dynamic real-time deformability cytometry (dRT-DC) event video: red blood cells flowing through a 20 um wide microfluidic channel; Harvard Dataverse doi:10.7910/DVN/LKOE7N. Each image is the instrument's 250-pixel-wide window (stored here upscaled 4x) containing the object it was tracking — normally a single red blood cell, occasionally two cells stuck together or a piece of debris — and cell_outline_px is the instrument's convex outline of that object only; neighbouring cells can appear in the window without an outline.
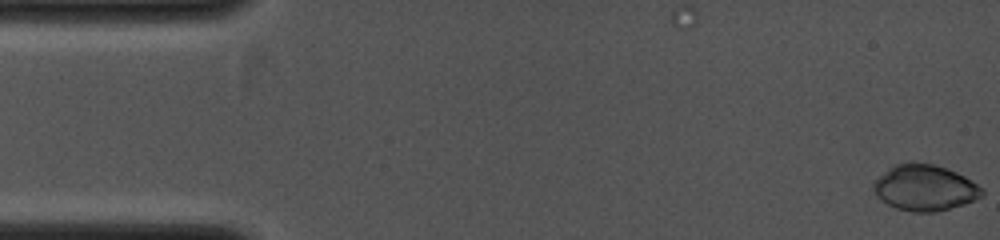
{"species": "common noctule bat (a hibernating species)", "species_latin": "Nyctalus noctula", "temperature_condition": "cold", "stored_images_in_passage": 44, "camera_frame_rate_fps": 4000, "um_per_image_px": 0.085, "animal": {"sex": "female", "body_mass_g": 19.0, "forearm_length_mm": 53.3}, "frame": {"image": 1, "passage_image": 1, "time_ms": 0.0, "image_size_px": [1000, 240], "cell_outline_px": [[984, 196], [964, 204], [936, 212], [912, 212], [896, 208], [888, 204], [876, 196], [872, 188], [872, 184], [888, 168], [896, 164], [936, 164], [956, 172], [964, 176], [976, 184], [984, 192]], "centroid_in_image_um": [78.6, 15.98], "position_along_channel_um": 6.4, "area_um2": 28.67}}
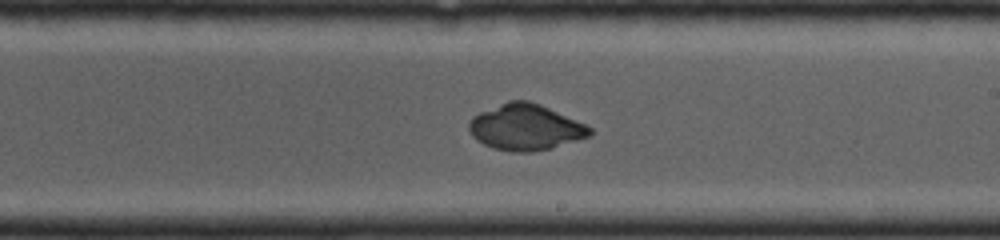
{"frame": {"image": 2, "passage_image": 31, "time_ms": 6.5, "image_size_px": [1000, 240], "cell_outline_px": [[592, 132], [588, 136], [552, 148], [532, 152], [512, 152], [492, 148], [476, 140], [472, 136], [468, 128], [468, 124], [472, 116], [480, 112], [508, 100], [528, 100], [540, 104], [584, 124], [592, 128]], "centroid_in_image_um": [44.62, 10.82], "position_along_channel_um": 244.4, "area_um2": 32.25}}
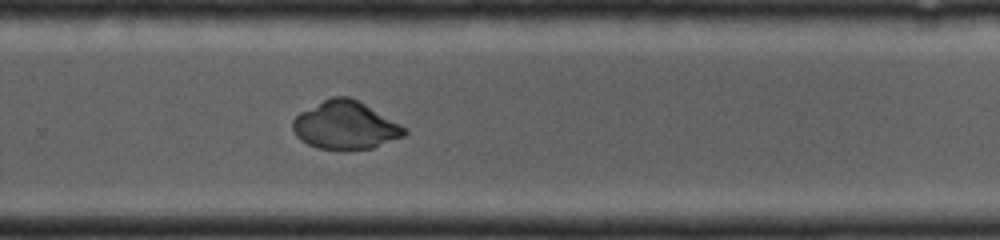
{"frame": {"image": 3, "passage_image": 35, "time_ms": 7.5, "image_size_px": [1000, 240], "cell_outline_px": [[408, 132], [404, 136], [372, 148], [316, 148], [300, 140], [296, 136], [292, 128], [292, 120], [300, 112], [332, 96], [348, 96], [364, 104], [408, 128]], "centroid_in_image_um": [29.35, 10.64], "position_along_channel_um": 300.5, "area_um2": 30.75}}